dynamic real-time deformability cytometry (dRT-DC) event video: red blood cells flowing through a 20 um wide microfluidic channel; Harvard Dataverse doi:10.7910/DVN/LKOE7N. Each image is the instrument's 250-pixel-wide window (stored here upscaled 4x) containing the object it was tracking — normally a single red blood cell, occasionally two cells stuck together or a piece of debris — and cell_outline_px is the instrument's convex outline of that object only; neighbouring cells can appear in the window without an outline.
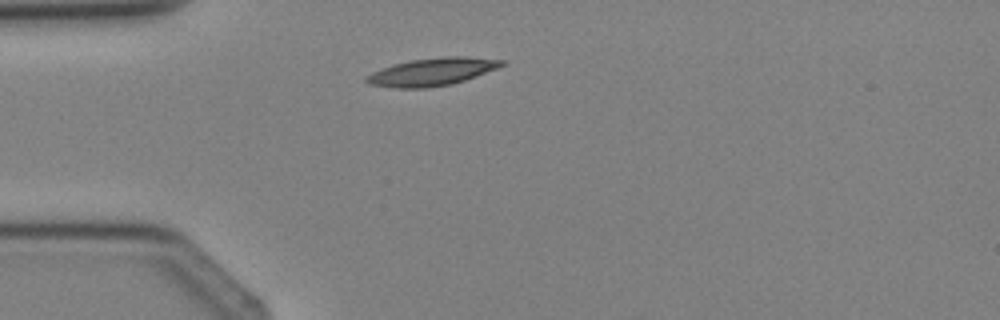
{"species": "Egyptian fruit bat (a non-hibernating species)", "species_latin": "Rousettus aegyptiacus", "temperature_condition": "cold", "stored_images_in_passage": 1, "camera_frame_rate_fps": 3000, "um_per_image_px": 0.085, "animal": {"sex": "female"}, "frame": {"image": 1, "passage_image": 1, "time_ms": 0.0, "image_size_px": [1000, 320], "cell_outline_px": [[504, 64], [496, 68], [464, 80], [448, 84], [424, 88], [396, 88], [368, 84], [364, 80], [364, 76], [372, 72], [392, 64], [412, 60], [444, 56], [460, 56], [504, 60]], "centroid_in_image_um": [36.64, 6.1], "position_along_channel_um": 48.4, "area_um2": 21.5}}